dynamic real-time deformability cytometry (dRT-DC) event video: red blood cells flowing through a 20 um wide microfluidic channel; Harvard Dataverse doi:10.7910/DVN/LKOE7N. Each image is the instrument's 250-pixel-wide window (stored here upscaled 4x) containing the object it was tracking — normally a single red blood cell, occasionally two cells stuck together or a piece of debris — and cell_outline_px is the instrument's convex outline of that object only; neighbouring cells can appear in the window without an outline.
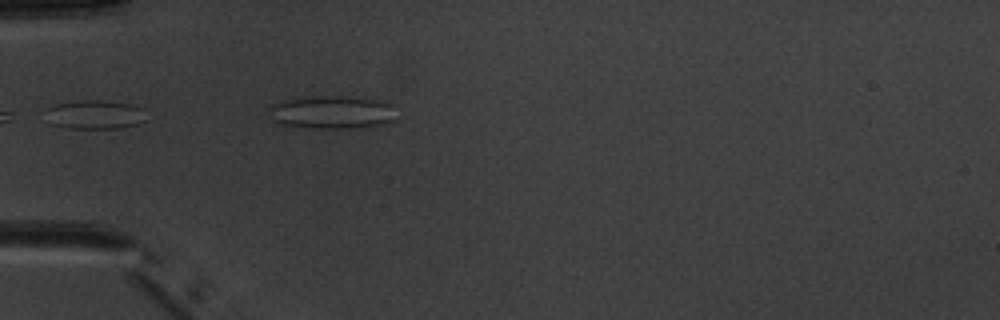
{"species": "common noctule bat (a hibernating species)", "species_latin": "Nyctalus noctula", "temperature_condition": "warm", "stored_images_in_passage": 5, "camera_frame_rate_fps": 3000, "um_per_image_px": 0.085, "animal": {"sex": "male", "body_mass_g": 20.1, "forearm_length_mm": 53.5}, "frame": {"image": 1, "passage_image": 4, "time_ms": 3.667, "image_size_px": [1000, 320], "cell_outline_px": [[144, 120], [136, 124], [120, 128], [68, 128], [48, 124], [44, 108], [56, 104], [84, 100], [100, 100], [128, 104], [144, 108]], "centroid_in_image_um": [7.98, 9.74], "position_along_channel_um": 77.0, "area_um2": 16.99}}